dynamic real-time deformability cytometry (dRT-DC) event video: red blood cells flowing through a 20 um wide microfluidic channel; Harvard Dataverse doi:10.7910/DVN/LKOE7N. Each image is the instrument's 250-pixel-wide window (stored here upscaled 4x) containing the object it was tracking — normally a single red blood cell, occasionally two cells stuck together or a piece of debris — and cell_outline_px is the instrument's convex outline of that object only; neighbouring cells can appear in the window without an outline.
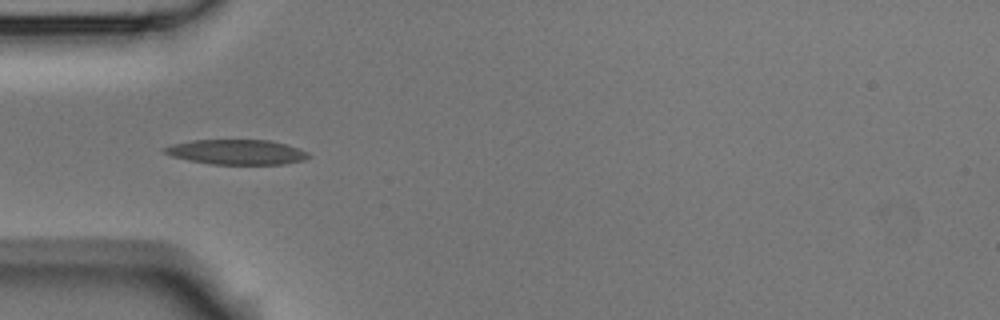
{"species": "Egyptian fruit bat (a non-hibernating species)", "species_latin": "Rousettus aegyptiacus", "temperature_condition": "room temperature", "stored_images_in_passage": 4, "camera_frame_rate_fps": 3000, "um_per_image_px": 0.085, "animal": {"sex": "male"}, "frame": {"image": 1, "passage_image": 4, "time_ms": 1.0, "image_size_px": [1000, 320], "cell_outline_px": [[312, 156], [304, 160], [284, 164], [212, 164], [188, 160], [172, 156], [164, 152], [160, 148], [172, 144], [192, 140], [268, 140], [284, 144], [308, 152]], "centroid_in_image_um": [20.09, 12.92], "position_along_channel_um": 64.9, "area_um2": 20.87}}